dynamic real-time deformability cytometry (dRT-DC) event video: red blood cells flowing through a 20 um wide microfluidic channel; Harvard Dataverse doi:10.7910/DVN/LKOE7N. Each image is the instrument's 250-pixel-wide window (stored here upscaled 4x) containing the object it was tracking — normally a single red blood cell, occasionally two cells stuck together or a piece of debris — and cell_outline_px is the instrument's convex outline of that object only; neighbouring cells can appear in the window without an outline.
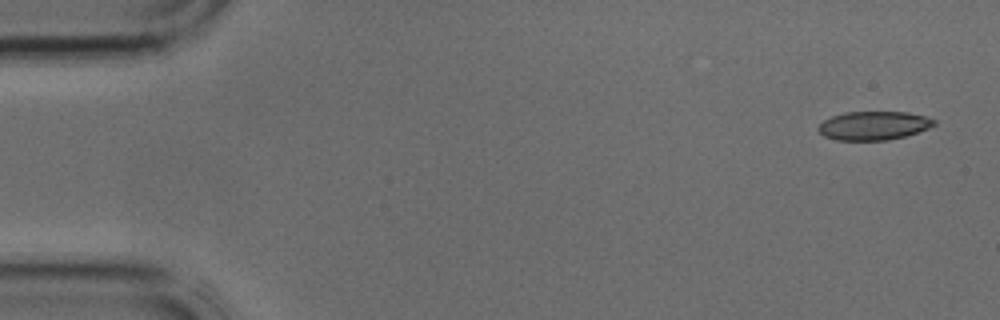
{"species": "common noctule bat (a hibernating species)", "species_latin": "Nyctalus noctula", "temperature_condition": "cold", "stored_images_in_passage": 4, "camera_frame_rate_fps": 3000, "um_per_image_px": 0.085, "animal": {"sex": "male", "body_mass_g": 17.9, "forearm_length_mm": 54.2}, "frame": {"image": 1, "passage_image": 1, "time_ms": 0.0, "image_size_px": [1000, 320], "cell_outline_px": [[936, 124], [928, 128], [904, 136], [888, 140], [836, 140], [824, 136], [816, 128], [824, 120], [832, 116], [844, 112], [908, 112], [924, 116], [936, 120]], "centroid_in_image_um": [74.24, 10.67], "position_along_channel_um": 10.8, "area_um2": 19.25}}
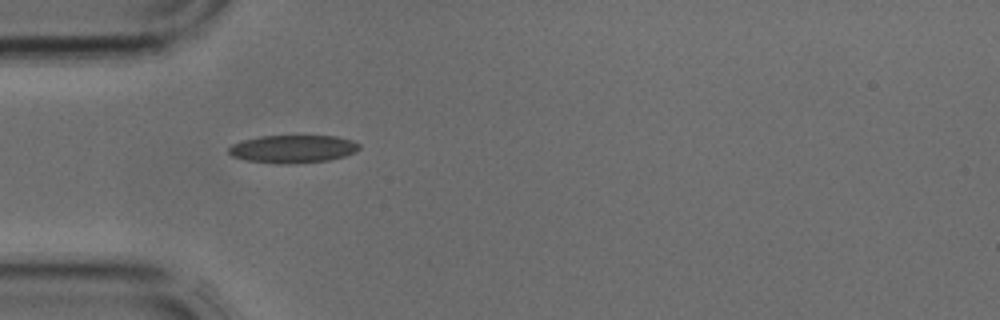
{"frame": {"image": 2, "passage_image": 4, "time_ms": 1.0, "image_size_px": [1000, 320], "cell_outline_px": [[360, 148], [356, 152], [344, 156], [328, 160], [288, 164], [276, 164], [244, 160], [232, 156], [228, 152], [228, 148], [232, 144], [244, 140], [260, 136], [336, 136], [352, 140], [360, 144]], "centroid_in_image_um": [24.89, 12.66], "position_along_channel_um": 60.1, "area_um2": 21.27}}